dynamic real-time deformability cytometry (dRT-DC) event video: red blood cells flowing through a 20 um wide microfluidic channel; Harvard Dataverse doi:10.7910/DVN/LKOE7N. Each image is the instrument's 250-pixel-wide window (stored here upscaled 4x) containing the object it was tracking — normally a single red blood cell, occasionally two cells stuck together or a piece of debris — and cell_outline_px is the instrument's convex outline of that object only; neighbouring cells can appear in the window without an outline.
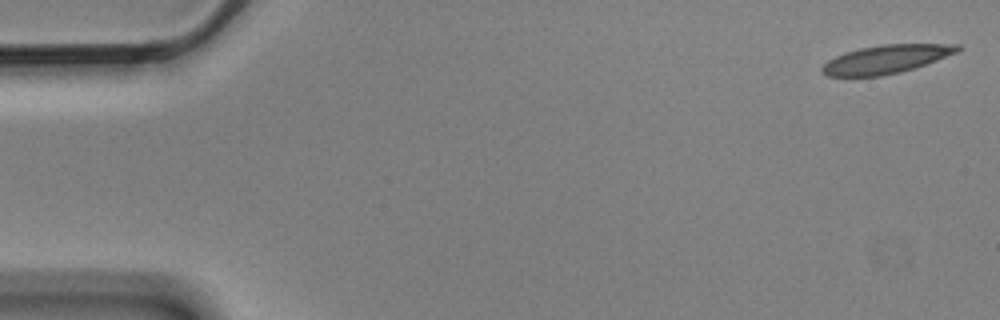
{"species": "Egyptian fruit bat (a non-hibernating species)", "species_latin": "Rousettus aegyptiacus", "temperature_condition": "cold", "stored_images_in_passage": 4, "camera_frame_rate_fps": 3000, "um_per_image_px": 0.085, "animal": {"sex": "male"}, "frame": {"image": 1, "passage_image": 1, "time_ms": 0.0, "image_size_px": [1000, 320], "cell_outline_px": [[964, 48], [956, 52], [936, 60], [900, 72], [880, 76], [828, 76], [820, 68], [828, 60], [844, 52], [860, 48], [884, 44], [960, 44]], "centroid_in_image_um": [75.32, 5.02], "position_along_channel_um": 9.7, "area_um2": 22.14}}
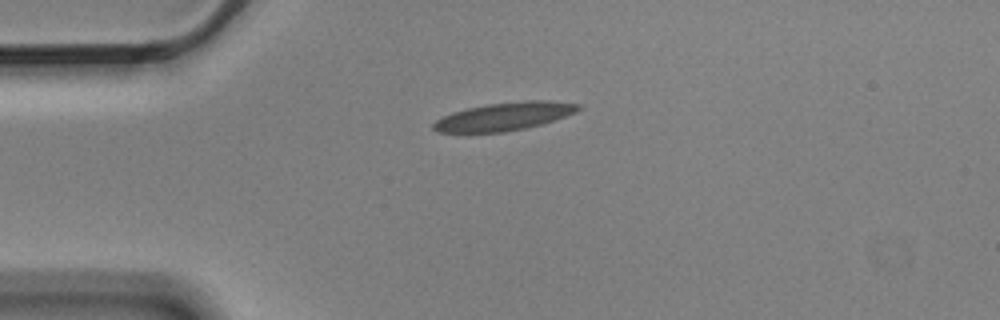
{"frame": {"image": 2, "passage_image": 4, "time_ms": 1.0, "image_size_px": [1000, 320], "cell_outline_px": [[580, 108], [576, 112], [540, 124], [524, 128], [504, 132], [436, 132], [432, 128], [432, 124], [436, 120], [452, 112], [468, 108], [488, 104], [524, 100], [548, 100], [580, 104]], "centroid_in_image_um": [42.84, 9.89], "position_along_channel_um": 42.2, "area_um2": 23.41}}